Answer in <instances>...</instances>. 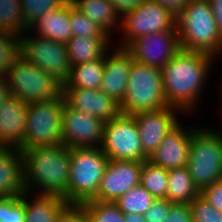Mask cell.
Segmentation results:
<instances>
[{
    "instance_id": "obj_44",
    "label": "cell",
    "mask_w": 222,
    "mask_h": 222,
    "mask_svg": "<svg viewBox=\"0 0 222 222\" xmlns=\"http://www.w3.org/2000/svg\"><path fill=\"white\" fill-rule=\"evenodd\" d=\"M125 222H146L144 215L141 214H124Z\"/></svg>"
},
{
    "instance_id": "obj_35",
    "label": "cell",
    "mask_w": 222,
    "mask_h": 222,
    "mask_svg": "<svg viewBox=\"0 0 222 222\" xmlns=\"http://www.w3.org/2000/svg\"><path fill=\"white\" fill-rule=\"evenodd\" d=\"M189 205L193 222H222V212L209 204L200 194Z\"/></svg>"
},
{
    "instance_id": "obj_19",
    "label": "cell",
    "mask_w": 222,
    "mask_h": 222,
    "mask_svg": "<svg viewBox=\"0 0 222 222\" xmlns=\"http://www.w3.org/2000/svg\"><path fill=\"white\" fill-rule=\"evenodd\" d=\"M28 104L9 95L0 107V147L21 148L25 142Z\"/></svg>"
},
{
    "instance_id": "obj_3",
    "label": "cell",
    "mask_w": 222,
    "mask_h": 222,
    "mask_svg": "<svg viewBox=\"0 0 222 222\" xmlns=\"http://www.w3.org/2000/svg\"><path fill=\"white\" fill-rule=\"evenodd\" d=\"M176 26L182 49L222 58V37L208 0H187Z\"/></svg>"
},
{
    "instance_id": "obj_11",
    "label": "cell",
    "mask_w": 222,
    "mask_h": 222,
    "mask_svg": "<svg viewBox=\"0 0 222 222\" xmlns=\"http://www.w3.org/2000/svg\"><path fill=\"white\" fill-rule=\"evenodd\" d=\"M101 151L109 160L146 161L136 120L133 115L120 113L104 124Z\"/></svg>"
},
{
    "instance_id": "obj_24",
    "label": "cell",
    "mask_w": 222,
    "mask_h": 222,
    "mask_svg": "<svg viewBox=\"0 0 222 222\" xmlns=\"http://www.w3.org/2000/svg\"><path fill=\"white\" fill-rule=\"evenodd\" d=\"M114 43L111 37H72L66 43L70 65L100 60Z\"/></svg>"
},
{
    "instance_id": "obj_33",
    "label": "cell",
    "mask_w": 222,
    "mask_h": 222,
    "mask_svg": "<svg viewBox=\"0 0 222 222\" xmlns=\"http://www.w3.org/2000/svg\"><path fill=\"white\" fill-rule=\"evenodd\" d=\"M19 55V38L0 31V76H5L13 60Z\"/></svg>"
},
{
    "instance_id": "obj_36",
    "label": "cell",
    "mask_w": 222,
    "mask_h": 222,
    "mask_svg": "<svg viewBox=\"0 0 222 222\" xmlns=\"http://www.w3.org/2000/svg\"><path fill=\"white\" fill-rule=\"evenodd\" d=\"M174 203L169 202L167 199H155L153 204L143 214L146 222H162L171 206Z\"/></svg>"
},
{
    "instance_id": "obj_13",
    "label": "cell",
    "mask_w": 222,
    "mask_h": 222,
    "mask_svg": "<svg viewBox=\"0 0 222 222\" xmlns=\"http://www.w3.org/2000/svg\"><path fill=\"white\" fill-rule=\"evenodd\" d=\"M105 122L88 118L64 103L62 108V144L70 148L100 147Z\"/></svg>"
},
{
    "instance_id": "obj_34",
    "label": "cell",
    "mask_w": 222,
    "mask_h": 222,
    "mask_svg": "<svg viewBox=\"0 0 222 222\" xmlns=\"http://www.w3.org/2000/svg\"><path fill=\"white\" fill-rule=\"evenodd\" d=\"M25 203L21 197L0 196V222H25Z\"/></svg>"
},
{
    "instance_id": "obj_9",
    "label": "cell",
    "mask_w": 222,
    "mask_h": 222,
    "mask_svg": "<svg viewBox=\"0 0 222 222\" xmlns=\"http://www.w3.org/2000/svg\"><path fill=\"white\" fill-rule=\"evenodd\" d=\"M64 103L65 99L61 94L56 99L28 104L25 142L20 150L62 144Z\"/></svg>"
},
{
    "instance_id": "obj_2",
    "label": "cell",
    "mask_w": 222,
    "mask_h": 222,
    "mask_svg": "<svg viewBox=\"0 0 222 222\" xmlns=\"http://www.w3.org/2000/svg\"><path fill=\"white\" fill-rule=\"evenodd\" d=\"M27 192L57 195L68 202L70 147L65 144L21 150Z\"/></svg>"
},
{
    "instance_id": "obj_32",
    "label": "cell",
    "mask_w": 222,
    "mask_h": 222,
    "mask_svg": "<svg viewBox=\"0 0 222 222\" xmlns=\"http://www.w3.org/2000/svg\"><path fill=\"white\" fill-rule=\"evenodd\" d=\"M68 0H20L23 19L29 28L45 11L58 9Z\"/></svg>"
},
{
    "instance_id": "obj_22",
    "label": "cell",
    "mask_w": 222,
    "mask_h": 222,
    "mask_svg": "<svg viewBox=\"0 0 222 222\" xmlns=\"http://www.w3.org/2000/svg\"><path fill=\"white\" fill-rule=\"evenodd\" d=\"M21 198L25 203V222H59L70 204L61 196L26 192Z\"/></svg>"
},
{
    "instance_id": "obj_40",
    "label": "cell",
    "mask_w": 222,
    "mask_h": 222,
    "mask_svg": "<svg viewBox=\"0 0 222 222\" xmlns=\"http://www.w3.org/2000/svg\"><path fill=\"white\" fill-rule=\"evenodd\" d=\"M114 5L117 12L122 16L124 13L133 10L144 0H109Z\"/></svg>"
},
{
    "instance_id": "obj_43",
    "label": "cell",
    "mask_w": 222,
    "mask_h": 222,
    "mask_svg": "<svg viewBox=\"0 0 222 222\" xmlns=\"http://www.w3.org/2000/svg\"><path fill=\"white\" fill-rule=\"evenodd\" d=\"M9 90L5 81V76H0V107L2 106L3 101L9 97Z\"/></svg>"
},
{
    "instance_id": "obj_17",
    "label": "cell",
    "mask_w": 222,
    "mask_h": 222,
    "mask_svg": "<svg viewBox=\"0 0 222 222\" xmlns=\"http://www.w3.org/2000/svg\"><path fill=\"white\" fill-rule=\"evenodd\" d=\"M195 125L181 121L163 138L157 149L148 158L152 164L164 169H176L187 166L191 143V130Z\"/></svg>"
},
{
    "instance_id": "obj_18",
    "label": "cell",
    "mask_w": 222,
    "mask_h": 222,
    "mask_svg": "<svg viewBox=\"0 0 222 222\" xmlns=\"http://www.w3.org/2000/svg\"><path fill=\"white\" fill-rule=\"evenodd\" d=\"M114 48V49H113ZM104 56V75L100 89L119 104L123 101L129 70L132 65V54L115 45Z\"/></svg>"
},
{
    "instance_id": "obj_7",
    "label": "cell",
    "mask_w": 222,
    "mask_h": 222,
    "mask_svg": "<svg viewBox=\"0 0 222 222\" xmlns=\"http://www.w3.org/2000/svg\"><path fill=\"white\" fill-rule=\"evenodd\" d=\"M9 94L27 104L56 99L62 94V84L35 64L18 55L5 74Z\"/></svg>"
},
{
    "instance_id": "obj_20",
    "label": "cell",
    "mask_w": 222,
    "mask_h": 222,
    "mask_svg": "<svg viewBox=\"0 0 222 222\" xmlns=\"http://www.w3.org/2000/svg\"><path fill=\"white\" fill-rule=\"evenodd\" d=\"M27 192L21 150L0 147V196L21 197Z\"/></svg>"
},
{
    "instance_id": "obj_1",
    "label": "cell",
    "mask_w": 222,
    "mask_h": 222,
    "mask_svg": "<svg viewBox=\"0 0 222 222\" xmlns=\"http://www.w3.org/2000/svg\"><path fill=\"white\" fill-rule=\"evenodd\" d=\"M218 61L210 54L181 48L162 69L167 105L178 108L185 116H196L205 86H209L210 72Z\"/></svg>"
},
{
    "instance_id": "obj_5",
    "label": "cell",
    "mask_w": 222,
    "mask_h": 222,
    "mask_svg": "<svg viewBox=\"0 0 222 222\" xmlns=\"http://www.w3.org/2000/svg\"><path fill=\"white\" fill-rule=\"evenodd\" d=\"M119 105L121 113L128 115L167 107L162 69L142 64L132 58L125 96Z\"/></svg>"
},
{
    "instance_id": "obj_45",
    "label": "cell",
    "mask_w": 222,
    "mask_h": 222,
    "mask_svg": "<svg viewBox=\"0 0 222 222\" xmlns=\"http://www.w3.org/2000/svg\"><path fill=\"white\" fill-rule=\"evenodd\" d=\"M221 74H222V73H221ZM220 80H221V81L219 82V84H220V89H219V90H220V94H219L220 97H219V98L221 99L220 101H222V77L220 78Z\"/></svg>"
},
{
    "instance_id": "obj_14",
    "label": "cell",
    "mask_w": 222,
    "mask_h": 222,
    "mask_svg": "<svg viewBox=\"0 0 222 222\" xmlns=\"http://www.w3.org/2000/svg\"><path fill=\"white\" fill-rule=\"evenodd\" d=\"M133 116L139 129L143 153L148 158L163 138L180 122V117H186L178 108L171 106L138 112Z\"/></svg>"
},
{
    "instance_id": "obj_21",
    "label": "cell",
    "mask_w": 222,
    "mask_h": 222,
    "mask_svg": "<svg viewBox=\"0 0 222 222\" xmlns=\"http://www.w3.org/2000/svg\"><path fill=\"white\" fill-rule=\"evenodd\" d=\"M70 17L71 0H68L58 9L45 11L43 15L29 27V30L38 36L66 44L68 40L72 38Z\"/></svg>"
},
{
    "instance_id": "obj_6",
    "label": "cell",
    "mask_w": 222,
    "mask_h": 222,
    "mask_svg": "<svg viewBox=\"0 0 222 222\" xmlns=\"http://www.w3.org/2000/svg\"><path fill=\"white\" fill-rule=\"evenodd\" d=\"M108 161L100 147L70 148V205H80L96 197Z\"/></svg>"
},
{
    "instance_id": "obj_27",
    "label": "cell",
    "mask_w": 222,
    "mask_h": 222,
    "mask_svg": "<svg viewBox=\"0 0 222 222\" xmlns=\"http://www.w3.org/2000/svg\"><path fill=\"white\" fill-rule=\"evenodd\" d=\"M140 185L143 186L155 199H166L168 186V170L143 161Z\"/></svg>"
},
{
    "instance_id": "obj_41",
    "label": "cell",
    "mask_w": 222,
    "mask_h": 222,
    "mask_svg": "<svg viewBox=\"0 0 222 222\" xmlns=\"http://www.w3.org/2000/svg\"><path fill=\"white\" fill-rule=\"evenodd\" d=\"M208 2L222 37V0H208Z\"/></svg>"
},
{
    "instance_id": "obj_25",
    "label": "cell",
    "mask_w": 222,
    "mask_h": 222,
    "mask_svg": "<svg viewBox=\"0 0 222 222\" xmlns=\"http://www.w3.org/2000/svg\"><path fill=\"white\" fill-rule=\"evenodd\" d=\"M200 192L194 186L187 167L168 170L166 199L174 204H190Z\"/></svg>"
},
{
    "instance_id": "obj_15",
    "label": "cell",
    "mask_w": 222,
    "mask_h": 222,
    "mask_svg": "<svg viewBox=\"0 0 222 222\" xmlns=\"http://www.w3.org/2000/svg\"><path fill=\"white\" fill-rule=\"evenodd\" d=\"M143 162L109 160L96 197L101 202H116L131 188L140 184Z\"/></svg>"
},
{
    "instance_id": "obj_26",
    "label": "cell",
    "mask_w": 222,
    "mask_h": 222,
    "mask_svg": "<svg viewBox=\"0 0 222 222\" xmlns=\"http://www.w3.org/2000/svg\"><path fill=\"white\" fill-rule=\"evenodd\" d=\"M104 57L97 61L71 66L69 77L62 86L100 89L104 75Z\"/></svg>"
},
{
    "instance_id": "obj_39",
    "label": "cell",
    "mask_w": 222,
    "mask_h": 222,
    "mask_svg": "<svg viewBox=\"0 0 222 222\" xmlns=\"http://www.w3.org/2000/svg\"><path fill=\"white\" fill-rule=\"evenodd\" d=\"M59 222H90L85 211L79 205H70L61 215Z\"/></svg>"
},
{
    "instance_id": "obj_42",
    "label": "cell",
    "mask_w": 222,
    "mask_h": 222,
    "mask_svg": "<svg viewBox=\"0 0 222 222\" xmlns=\"http://www.w3.org/2000/svg\"><path fill=\"white\" fill-rule=\"evenodd\" d=\"M163 7L169 9L176 16L183 10L187 0H156Z\"/></svg>"
},
{
    "instance_id": "obj_28",
    "label": "cell",
    "mask_w": 222,
    "mask_h": 222,
    "mask_svg": "<svg viewBox=\"0 0 222 222\" xmlns=\"http://www.w3.org/2000/svg\"><path fill=\"white\" fill-rule=\"evenodd\" d=\"M28 30L23 19L20 0H0V31L19 38Z\"/></svg>"
},
{
    "instance_id": "obj_4",
    "label": "cell",
    "mask_w": 222,
    "mask_h": 222,
    "mask_svg": "<svg viewBox=\"0 0 222 222\" xmlns=\"http://www.w3.org/2000/svg\"><path fill=\"white\" fill-rule=\"evenodd\" d=\"M191 130L187 169L194 186L201 192L222 180V132L206 124Z\"/></svg>"
},
{
    "instance_id": "obj_38",
    "label": "cell",
    "mask_w": 222,
    "mask_h": 222,
    "mask_svg": "<svg viewBox=\"0 0 222 222\" xmlns=\"http://www.w3.org/2000/svg\"><path fill=\"white\" fill-rule=\"evenodd\" d=\"M162 222H193L189 204H173Z\"/></svg>"
},
{
    "instance_id": "obj_31",
    "label": "cell",
    "mask_w": 222,
    "mask_h": 222,
    "mask_svg": "<svg viewBox=\"0 0 222 222\" xmlns=\"http://www.w3.org/2000/svg\"><path fill=\"white\" fill-rule=\"evenodd\" d=\"M70 27L72 37H110L92 22L71 1Z\"/></svg>"
},
{
    "instance_id": "obj_37",
    "label": "cell",
    "mask_w": 222,
    "mask_h": 222,
    "mask_svg": "<svg viewBox=\"0 0 222 222\" xmlns=\"http://www.w3.org/2000/svg\"><path fill=\"white\" fill-rule=\"evenodd\" d=\"M200 195L214 208L222 212V180L204 188Z\"/></svg>"
},
{
    "instance_id": "obj_30",
    "label": "cell",
    "mask_w": 222,
    "mask_h": 222,
    "mask_svg": "<svg viewBox=\"0 0 222 222\" xmlns=\"http://www.w3.org/2000/svg\"><path fill=\"white\" fill-rule=\"evenodd\" d=\"M90 222H125L124 214L114 202L90 200L79 205Z\"/></svg>"
},
{
    "instance_id": "obj_8",
    "label": "cell",
    "mask_w": 222,
    "mask_h": 222,
    "mask_svg": "<svg viewBox=\"0 0 222 222\" xmlns=\"http://www.w3.org/2000/svg\"><path fill=\"white\" fill-rule=\"evenodd\" d=\"M177 16L156 0H144L121 16L115 46L127 48L136 38L155 32L177 31ZM119 40V41H118Z\"/></svg>"
},
{
    "instance_id": "obj_12",
    "label": "cell",
    "mask_w": 222,
    "mask_h": 222,
    "mask_svg": "<svg viewBox=\"0 0 222 222\" xmlns=\"http://www.w3.org/2000/svg\"><path fill=\"white\" fill-rule=\"evenodd\" d=\"M126 49L135 61L163 69L181 47L178 31H161L136 38Z\"/></svg>"
},
{
    "instance_id": "obj_29",
    "label": "cell",
    "mask_w": 222,
    "mask_h": 222,
    "mask_svg": "<svg viewBox=\"0 0 222 222\" xmlns=\"http://www.w3.org/2000/svg\"><path fill=\"white\" fill-rule=\"evenodd\" d=\"M155 198L140 184L131 188L114 202L123 214H141L153 204Z\"/></svg>"
},
{
    "instance_id": "obj_10",
    "label": "cell",
    "mask_w": 222,
    "mask_h": 222,
    "mask_svg": "<svg viewBox=\"0 0 222 222\" xmlns=\"http://www.w3.org/2000/svg\"><path fill=\"white\" fill-rule=\"evenodd\" d=\"M19 55L53 76L62 85L69 77L71 65L66 44L38 36L28 30L19 37Z\"/></svg>"
},
{
    "instance_id": "obj_23",
    "label": "cell",
    "mask_w": 222,
    "mask_h": 222,
    "mask_svg": "<svg viewBox=\"0 0 222 222\" xmlns=\"http://www.w3.org/2000/svg\"><path fill=\"white\" fill-rule=\"evenodd\" d=\"M76 8L108 34L118 33L121 16L109 0H71Z\"/></svg>"
},
{
    "instance_id": "obj_16",
    "label": "cell",
    "mask_w": 222,
    "mask_h": 222,
    "mask_svg": "<svg viewBox=\"0 0 222 222\" xmlns=\"http://www.w3.org/2000/svg\"><path fill=\"white\" fill-rule=\"evenodd\" d=\"M62 94L69 107L88 118H98L106 123L121 113L119 103L101 89L62 86Z\"/></svg>"
}]
</instances>
